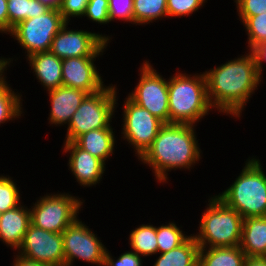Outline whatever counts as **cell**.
<instances>
[{
	"label": "cell",
	"instance_id": "cell-36",
	"mask_svg": "<svg viewBox=\"0 0 266 266\" xmlns=\"http://www.w3.org/2000/svg\"><path fill=\"white\" fill-rule=\"evenodd\" d=\"M250 52L254 55L257 72L263 78V63L266 62V40L259 45L253 47ZM263 62V63H262Z\"/></svg>",
	"mask_w": 266,
	"mask_h": 266
},
{
	"label": "cell",
	"instance_id": "cell-9",
	"mask_svg": "<svg viewBox=\"0 0 266 266\" xmlns=\"http://www.w3.org/2000/svg\"><path fill=\"white\" fill-rule=\"evenodd\" d=\"M140 67V79L128 98L164 123H169L168 80L154 69L149 61Z\"/></svg>",
	"mask_w": 266,
	"mask_h": 266
},
{
	"label": "cell",
	"instance_id": "cell-25",
	"mask_svg": "<svg viewBox=\"0 0 266 266\" xmlns=\"http://www.w3.org/2000/svg\"><path fill=\"white\" fill-rule=\"evenodd\" d=\"M133 14L136 25L168 17L167 0H133Z\"/></svg>",
	"mask_w": 266,
	"mask_h": 266
},
{
	"label": "cell",
	"instance_id": "cell-41",
	"mask_svg": "<svg viewBox=\"0 0 266 266\" xmlns=\"http://www.w3.org/2000/svg\"><path fill=\"white\" fill-rule=\"evenodd\" d=\"M50 9H59L63 0H39Z\"/></svg>",
	"mask_w": 266,
	"mask_h": 266
},
{
	"label": "cell",
	"instance_id": "cell-37",
	"mask_svg": "<svg viewBox=\"0 0 266 266\" xmlns=\"http://www.w3.org/2000/svg\"><path fill=\"white\" fill-rule=\"evenodd\" d=\"M9 34L7 0H0V33Z\"/></svg>",
	"mask_w": 266,
	"mask_h": 266
},
{
	"label": "cell",
	"instance_id": "cell-39",
	"mask_svg": "<svg viewBox=\"0 0 266 266\" xmlns=\"http://www.w3.org/2000/svg\"><path fill=\"white\" fill-rule=\"evenodd\" d=\"M244 266H266V256H246Z\"/></svg>",
	"mask_w": 266,
	"mask_h": 266
},
{
	"label": "cell",
	"instance_id": "cell-2",
	"mask_svg": "<svg viewBox=\"0 0 266 266\" xmlns=\"http://www.w3.org/2000/svg\"><path fill=\"white\" fill-rule=\"evenodd\" d=\"M196 139L194 125L165 123L139 160L154 170L158 182H167L172 169L190 170L200 161L202 151Z\"/></svg>",
	"mask_w": 266,
	"mask_h": 266
},
{
	"label": "cell",
	"instance_id": "cell-32",
	"mask_svg": "<svg viewBox=\"0 0 266 266\" xmlns=\"http://www.w3.org/2000/svg\"><path fill=\"white\" fill-rule=\"evenodd\" d=\"M108 9V0H89L83 16L92 22L105 25L110 22Z\"/></svg>",
	"mask_w": 266,
	"mask_h": 266
},
{
	"label": "cell",
	"instance_id": "cell-14",
	"mask_svg": "<svg viewBox=\"0 0 266 266\" xmlns=\"http://www.w3.org/2000/svg\"><path fill=\"white\" fill-rule=\"evenodd\" d=\"M97 57H72L62 59L63 86L80 89L88 94L105 87L103 78L94 64Z\"/></svg>",
	"mask_w": 266,
	"mask_h": 266
},
{
	"label": "cell",
	"instance_id": "cell-29",
	"mask_svg": "<svg viewBox=\"0 0 266 266\" xmlns=\"http://www.w3.org/2000/svg\"><path fill=\"white\" fill-rule=\"evenodd\" d=\"M10 176L0 175V214L21 204L19 189Z\"/></svg>",
	"mask_w": 266,
	"mask_h": 266
},
{
	"label": "cell",
	"instance_id": "cell-19",
	"mask_svg": "<svg viewBox=\"0 0 266 266\" xmlns=\"http://www.w3.org/2000/svg\"><path fill=\"white\" fill-rule=\"evenodd\" d=\"M239 247L246 256H266V216L243 219Z\"/></svg>",
	"mask_w": 266,
	"mask_h": 266
},
{
	"label": "cell",
	"instance_id": "cell-27",
	"mask_svg": "<svg viewBox=\"0 0 266 266\" xmlns=\"http://www.w3.org/2000/svg\"><path fill=\"white\" fill-rule=\"evenodd\" d=\"M156 235L159 254L177 248L190 237L184 234L175 222L156 227Z\"/></svg>",
	"mask_w": 266,
	"mask_h": 266
},
{
	"label": "cell",
	"instance_id": "cell-38",
	"mask_svg": "<svg viewBox=\"0 0 266 266\" xmlns=\"http://www.w3.org/2000/svg\"><path fill=\"white\" fill-rule=\"evenodd\" d=\"M12 266H49L43 263H39L30 259H27L21 255H16L13 260Z\"/></svg>",
	"mask_w": 266,
	"mask_h": 266
},
{
	"label": "cell",
	"instance_id": "cell-21",
	"mask_svg": "<svg viewBox=\"0 0 266 266\" xmlns=\"http://www.w3.org/2000/svg\"><path fill=\"white\" fill-rule=\"evenodd\" d=\"M245 253L239 247L200 248L199 266H244Z\"/></svg>",
	"mask_w": 266,
	"mask_h": 266
},
{
	"label": "cell",
	"instance_id": "cell-31",
	"mask_svg": "<svg viewBox=\"0 0 266 266\" xmlns=\"http://www.w3.org/2000/svg\"><path fill=\"white\" fill-rule=\"evenodd\" d=\"M109 1V19H120L124 22L134 24L133 0H108Z\"/></svg>",
	"mask_w": 266,
	"mask_h": 266
},
{
	"label": "cell",
	"instance_id": "cell-23",
	"mask_svg": "<svg viewBox=\"0 0 266 266\" xmlns=\"http://www.w3.org/2000/svg\"><path fill=\"white\" fill-rule=\"evenodd\" d=\"M49 9L39 0H7L9 33L20 22L45 14Z\"/></svg>",
	"mask_w": 266,
	"mask_h": 266
},
{
	"label": "cell",
	"instance_id": "cell-40",
	"mask_svg": "<svg viewBox=\"0 0 266 266\" xmlns=\"http://www.w3.org/2000/svg\"><path fill=\"white\" fill-rule=\"evenodd\" d=\"M11 61H13L12 58L7 59L4 57H0V82L6 77L4 76L5 75L4 73L7 70L6 68L10 66Z\"/></svg>",
	"mask_w": 266,
	"mask_h": 266
},
{
	"label": "cell",
	"instance_id": "cell-18",
	"mask_svg": "<svg viewBox=\"0 0 266 266\" xmlns=\"http://www.w3.org/2000/svg\"><path fill=\"white\" fill-rule=\"evenodd\" d=\"M27 60L41 85L50 91L63 85L62 59L50 51L29 55Z\"/></svg>",
	"mask_w": 266,
	"mask_h": 266
},
{
	"label": "cell",
	"instance_id": "cell-34",
	"mask_svg": "<svg viewBox=\"0 0 266 266\" xmlns=\"http://www.w3.org/2000/svg\"><path fill=\"white\" fill-rule=\"evenodd\" d=\"M89 0H63L58 9L63 19L69 23L71 17H81L84 15Z\"/></svg>",
	"mask_w": 266,
	"mask_h": 266
},
{
	"label": "cell",
	"instance_id": "cell-35",
	"mask_svg": "<svg viewBox=\"0 0 266 266\" xmlns=\"http://www.w3.org/2000/svg\"><path fill=\"white\" fill-rule=\"evenodd\" d=\"M107 266H142L141 256L134 251H126L122 253L118 259H113L107 250L105 253V262Z\"/></svg>",
	"mask_w": 266,
	"mask_h": 266
},
{
	"label": "cell",
	"instance_id": "cell-12",
	"mask_svg": "<svg viewBox=\"0 0 266 266\" xmlns=\"http://www.w3.org/2000/svg\"><path fill=\"white\" fill-rule=\"evenodd\" d=\"M66 24L52 40L50 52L60 59L72 57H99L103 55L111 37L85 30H68Z\"/></svg>",
	"mask_w": 266,
	"mask_h": 266
},
{
	"label": "cell",
	"instance_id": "cell-26",
	"mask_svg": "<svg viewBox=\"0 0 266 266\" xmlns=\"http://www.w3.org/2000/svg\"><path fill=\"white\" fill-rule=\"evenodd\" d=\"M12 89L5 77L0 82V125L21 117L23 112L22 95L15 93Z\"/></svg>",
	"mask_w": 266,
	"mask_h": 266
},
{
	"label": "cell",
	"instance_id": "cell-6",
	"mask_svg": "<svg viewBox=\"0 0 266 266\" xmlns=\"http://www.w3.org/2000/svg\"><path fill=\"white\" fill-rule=\"evenodd\" d=\"M111 85L84 98L69 121L65 142H74L93 129L112 128L118 96L115 84Z\"/></svg>",
	"mask_w": 266,
	"mask_h": 266
},
{
	"label": "cell",
	"instance_id": "cell-3",
	"mask_svg": "<svg viewBox=\"0 0 266 266\" xmlns=\"http://www.w3.org/2000/svg\"><path fill=\"white\" fill-rule=\"evenodd\" d=\"M169 123L194 125L213 110L202 74L176 73L168 79Z\"/></svg>",
	"mask_w": 266,
	"mask_h": 266
},
{
	"label": "cell",
	"instance_id": "cell-7",
	"mask_svg": "<svg viewBox=\"0 0 266 266\" xmlns=\"http://www.w3.org/2000/svg\"><path fill=\"white\" fill-rule=\"evenodd\" d=\"M83 200L69 193L40 196L31 210V223L44 230L62 233L77 217Z\"/></svg>",
	"mask_w": 266,
	"mask_h": 266
},
{
	"label": "cell",
	"instance_id": "cell-1",
	"mask_svg": "<svg viewBox=\"0 0 266 266\" xmlns=\"http://www.w3.org/2000/svg\"><path fill=\"white\" fill-rule=\"evenodd\" d=\"M207 95L212 108L220 113L240 117L251 95L261 82L254 55H246L230 60L204 72Z\"/></svg>",
	"mask_w": 266,
	"mask_h": 266
},
{
	"label": "cell",
	"instance_id": "cell-10",
	"mask_svg": "<svg viewBox=\"0 0 266 266\" xmlns=\"http://www.w3.org/2000/svg\"><path fill=\"white\" fill-rule=\"evenodd\" d=\"M125 101L123 104L122 138L134 147L135 154L139 159L152 145L165 123L128 97Z\"/></svg>",
	"mask_w": 266,
	"mask_h": 266
},
{
	"label": "cell",
	"instance_id": "cell-17",
	"mask_svg": "<svg viewBox=\"0 0 266 266\" xmlns=\"http://www.w3.org/2000/svg\"><path fill=\"white\" fill-rule=\"evenodd\" d=\"M30 223L31 210L22 204L0 214V240L18 250Z\"/></svg>",
	"mask_w": 266,
	"mask_h": 266
},
{
	"label": "cell",
	"instance_id": "cell-30",
	"mask_svg": "<svg viewBox=\"0 0 266 266\" xmlns=\"http://www.w3.org/2000/svg\"><path fill=\"white\" fill-rule=\"evenodd\" d=\"M206 0H167V13L169 17L189 16L198 11Z\"/></svg>",
	"mask_w": 266,
	"mask_h": 266
},
{
	"label": "cell",
	"instance_id": "cell-24",
	"mask_svg": "<svg viewBox=\"0 0 266 266\" xmlns=\"http://www.w3.org/2000/svg\"><path fill=\"white\" fill-rule=\"evenodd\" d=\"M128 238L131 251L138 255L147 257L158 253L156 226L142 224L133 229Z\"/></svg>",
	"mask_w": 266,
	"mask_h": 266
},
{
	"label": "cell",
	"instance_id": "cell-33",
	"mask_svg": "<svg viewBox=\"0 0 266 266\" xmlns=\"http://www.w3.org/2000/svg\"><path fill=\"white\" fill-rule=\"evenodd\" d=\"M239 17H251L266 13V0H234Z\"/></svg>",
	"mask_w": 266,
	"mask_h": 266
},
{
	"label": "cell",
	"instance_id": "cell-15",
	"mask_svg": "<svg viewBox=\"0 0 266 266\" xmlns=\"http://www.w3.org/2000/svg\"><path fill=\"white\" fill-rule=\"evenodd\" d=\"M64 152H69L68 165L80 186H95L104 175L105 166L100 159L80 148L75 142H65Z\"/></svg>",
	"mask_w": 266,
	"mask_h": 266
},
{
	"label": "cell",
	"instance_id": "cell-8",
	"mask_svg": "<svg viewBox=\"0 0 266 266\" xmlns=\"http://www.w3.org/2000/svg\"><path fill=\"white\" fill-rule=\"evenodd\" d=\"M65 24L58 9H49L45 14L20 22L9 35L18 41L28 57L49 51L53 38Z\"/></svg>",
	"mask_w": 266,
	"mask_h": 266
},
{
	"label": "cell",
	"instance_id": "cell-13",
	"mask_svg": "<svg viewBox=\"0 0 266 266\" xmlns=\"http://www.w3.org/2000/svg\"><path fill=\"white\" fill-rule=\"evenodd\" d=\"M17 254L49 266H65L62 233L50 232L30 223Z\"/></svg>",
	"mask_w": 266,
	"mask_h": 266
},
{
	"label": "cell",
	"instance_id": "cell-22",
	"mask_svg": "<svg viewBox=\"0 0 266 266\" xmlns=\"http://www.w3.org/2000/svg\"><path fill=\"white\" fill-rule=\"evenodd\" d=\"M199 249L193 234H190V237L177 248L161 253L153 266H196Z\"/></svg>",
	"mask_w": 266,
	"mask_h": 266
},
{
	"label": "cell",
	"instance_id": "cell-28",
	"mask_svg": "<svg viewBox=\"0 0 266 266\" xmlns=\"http://www.w3.org/2000/svg\"><path fill=\"white\" fill-rule=\"evenodd\" d=\"M239 18L248 34L249 51L266 40V13Z\"/></svg>",
	"mask_w": 266,
	"mask_h": 266
},
{
	"label": "cell",
	"instance_id": "cell-20",
	"mask_svg": "<svg viewBox=\"0 0 266 266\" xmlns=\"http://www.w3.org/2000/svg\"><path fill=\"white\" fill-rule=\"evenodd\" d=\"M115 141L113 128H101L80 135L74 142L105 164L113 155Z\"/></svg>",
	"mask_w": 266,
	"mask_h": 266
},
{
	"label": "cell",
	"instance_id": "cell-11",
	"mask_svg": "<svg viewBox=\"0 0 266 266\" xmlns=\"http://www.w3.org/2000/svg\"><path fill=\"white\" fill-rule=\"evenodd\" d=\"M62 238L65 266H72L75 259L98 266L105 262L107 248L78 218L62 232Z\"/></svg>",
	"mask_w": 266,
	"mask_h": 266
},
{
	"label": "cell",
	"instance_id": "cell-16",
	"mask_svg": "<svg viewBox=\"0 0 266 266\" xmlns=\"http://www.w3.org/2000/svg\"><path fill=\"white\" fill-rule=\"evenodd\" d=\"M48 94L51 105L48 119L50 124L56 126L68 125L71 117L88 95L85 91L63 85L48 91Z\"/></svg>",
	"mask_w": 266,
	"mask_h": 266
},
{
	"label": "cell",
	"instance_id": "cell-4",
	"mask_svg": "<svg viewBox=\"0 0 266 266\" xmlns=\"http://www.w3.org/2000/svg\"><path fill=\"white\" fill-rule=\"evenodd\" d=\"M259 159L246 160L233 184L216 195L243 218L266 216V174Z\"/></svg>",
	"mask_w": 266,
	"mask_h": 266
},
{
	"label": "cell",
	"instance_id": "cell-5",
	"mask_svg": "<svg viewBox=\"0 0 266 266\" xmlns=\"http://www.w3.org/2000/svg\"><path fill=\"white\" fill-rule=\"evenodd\" d=\"M208 202L200 218L198 235L193 234L199 248L239 246L244 218L216 195Z\"/></svg>",
	"mask_w": 266,
	"mask_h": 266
}]
</instances>
